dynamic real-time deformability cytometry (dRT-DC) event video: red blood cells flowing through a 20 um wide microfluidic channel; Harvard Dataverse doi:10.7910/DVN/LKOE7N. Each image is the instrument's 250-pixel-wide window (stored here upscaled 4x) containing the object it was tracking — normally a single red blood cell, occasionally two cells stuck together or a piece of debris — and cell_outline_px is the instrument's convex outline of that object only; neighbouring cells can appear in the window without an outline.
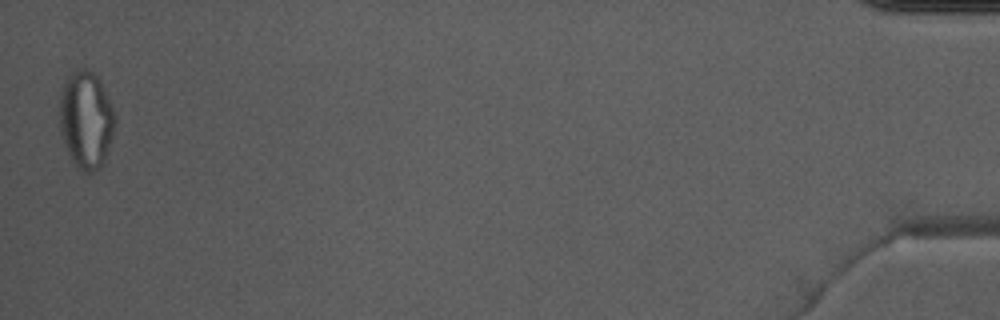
{"species": "Egyptian fruit bat (a non-hibernating species)", "species_latin": "Rousettus aegyptiacus", "temperature_condition": "warm", "stored_images_in_passage": 50, "camera_frame_rate_fps": 3000, "um_per_image_px": 0.085, "animal": {"sex": "male"}, "frame": {"image": 1, "passage_image": 50, "time_ms": 16.333, "image_size_px": [1000, 320], "cell_outline_px": [[116, 120], [112, 136], [104, 164], [100, 168], [88, 176], [72, 160], [64, 144], [60, 132], [60, 92], [64, 80], [76, 68], [84, 64], [100, 80], [112, 108]], "centroid_in_image_um": [7.3, 10.16], "position_along_channel_um": 427.9, "area_um2": 31.79}, "authors_computed_cell_mechanics": {"area_um2": 28.9, "velocity_mm_per_s": 4.0623, "shape_relaxation_time_tau1_ms": null, "shape_relaxation_time_tau2_ms": 1.1726, "deformation_change_tau1": null, "deformation_change_tau2": 0.0676}}